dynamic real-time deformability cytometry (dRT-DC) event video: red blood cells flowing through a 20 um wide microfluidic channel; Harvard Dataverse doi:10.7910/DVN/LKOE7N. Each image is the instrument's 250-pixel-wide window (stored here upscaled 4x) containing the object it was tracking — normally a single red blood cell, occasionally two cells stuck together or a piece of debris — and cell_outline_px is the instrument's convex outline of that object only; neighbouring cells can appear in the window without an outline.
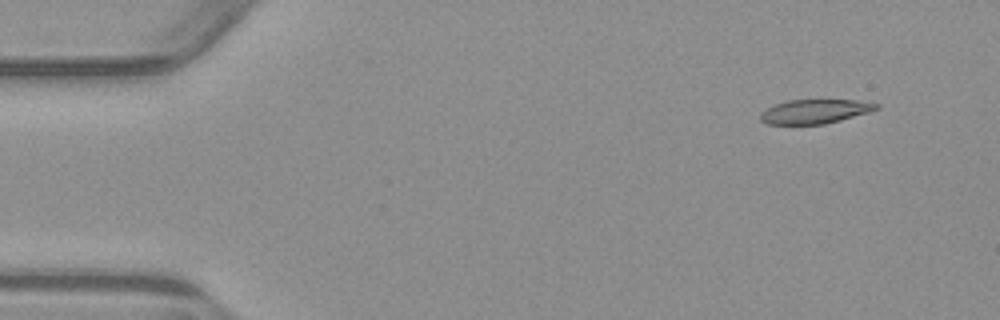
{"species": "common noctule bat (a hibernating species)", "species_latin": "Nyctalus noctula", "temperature_condition": "warm", "stored_images_in_passage": 4, "camera_frame_rate_fps": 3000, "um_per_image_px": 0.085, "animal": {"sex": "male", "body_mass_g": 23.1, "forearm_length_mm": 52.7}, "frame": {"image": 1, "passage_image": 1, "time_ms": 0.0, "image_size_px": [1000, 320], "cell_outline_px": [[880, 108], [868, 112], [840, 120], [824, 124], [768, 124], [760, 120], [760, 112], [776, 104], [788, 100], [856, 100], [880, 104]], "centroid_in_image_um": [69.26, 9.47], "position_along_channel_um": 15.7, "area_um2": 16.18}}
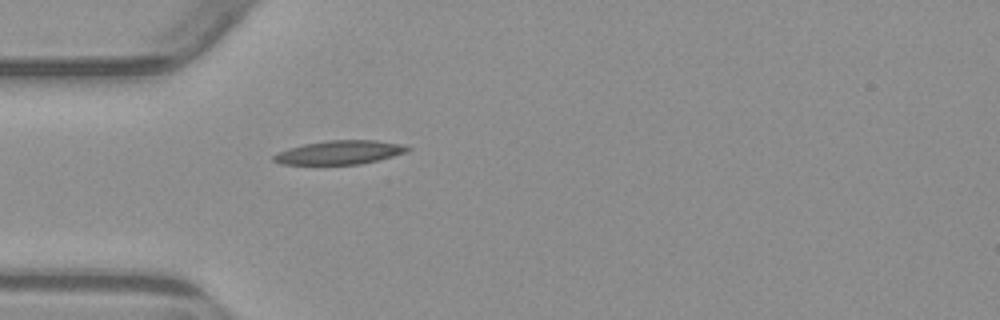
{"frame": {"image": 2, "passage_image": 4, "time_ms": 3.667, "image_size_px": [1000, 320], "cell_outline_px": [[412, 148], [408, 152], [360, 164], [280, 164], [272, 160], [272, 156], [288, 148], [304, 144], [328, 140], [376, 140], [400, 144]], "centroid_in_image_um": [28.86, 12.95], "position_along_channel_um": 56.1, "area_um2": 18.38}}